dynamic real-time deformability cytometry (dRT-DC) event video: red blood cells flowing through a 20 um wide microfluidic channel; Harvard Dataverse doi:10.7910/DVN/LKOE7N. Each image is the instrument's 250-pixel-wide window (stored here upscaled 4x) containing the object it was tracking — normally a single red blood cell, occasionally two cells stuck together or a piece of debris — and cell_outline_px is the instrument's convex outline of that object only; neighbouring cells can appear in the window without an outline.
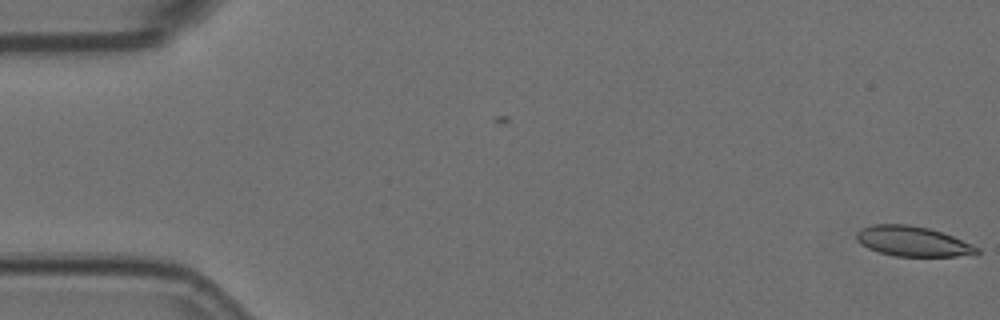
{"species": "Egyptian fruit bat (a non-hibernating species)", "species_latin": "Rousettus aegyptiacus", "temperature_condition": "room temperature", "stored_images_in_passage": 2, "camera_frame_rate_fps": 3000, "um_per_image_px": 0.085, "animal": {"sex": "female"}, "frame": {"image": 1, "passage_image": 2, "time_ms": 0.333, "image_size_px": [1000, 320], "cell_outline_px": [[980, 252], [976, 256], [896, 256], [880, 252], [868, 248], [860, 244], [856, 240], [856, 232], [860, 228], [872, 224], [908, 224], [928, 228], [952, 236], [972, 244], [980, 248]], "centroid_in_image_um": [77.59, 20.51], "position_along_channel_um": 7.4, "area_um2": 21.27}}